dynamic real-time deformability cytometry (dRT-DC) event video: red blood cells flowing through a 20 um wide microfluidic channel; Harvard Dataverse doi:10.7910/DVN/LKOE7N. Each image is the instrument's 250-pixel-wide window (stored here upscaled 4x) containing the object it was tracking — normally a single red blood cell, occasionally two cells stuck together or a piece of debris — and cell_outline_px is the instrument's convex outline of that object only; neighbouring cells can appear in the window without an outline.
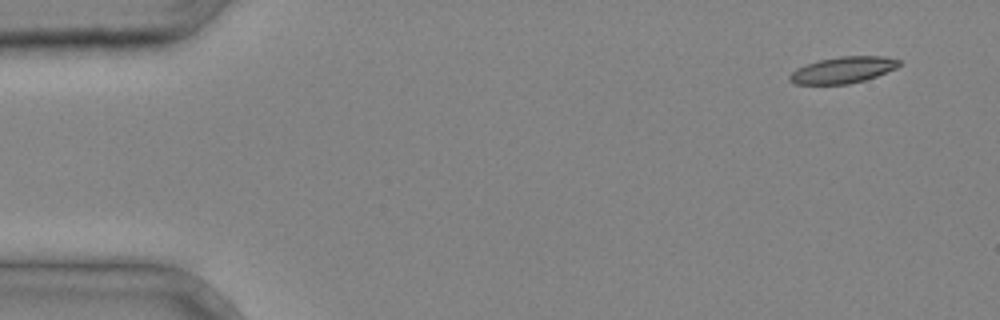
{"species": "common noctule bat (a hibernating species)", "species_latin": "Nyctalus noctula", "temperature_condition": "cold", "stored_images_in_passage": 4, "segment_of_instrument_passage": [2, 2], "camera_frame_rate_fps": 3000, "um_per_image_px": 0.085, "animal": {"sex": "male", "body_mass_g": 20.4}, "frame": {"image": 1, "passage_image": 4, "time_ms": 1.0, "image_size_px": [1000, 320], "cell_outline_px": [[900, 64], [896, 68], [876, 76], [864, 80], [848, 84], [796, 84], [788, 80], [788, 76], [796, 68], [820, 60], [840, 56], [884, 56], [900, 60]], "centroid_in_image_um": [71.64, 5.95], "position_along_channel_um": 13.4, "area_um2": 16.7}}